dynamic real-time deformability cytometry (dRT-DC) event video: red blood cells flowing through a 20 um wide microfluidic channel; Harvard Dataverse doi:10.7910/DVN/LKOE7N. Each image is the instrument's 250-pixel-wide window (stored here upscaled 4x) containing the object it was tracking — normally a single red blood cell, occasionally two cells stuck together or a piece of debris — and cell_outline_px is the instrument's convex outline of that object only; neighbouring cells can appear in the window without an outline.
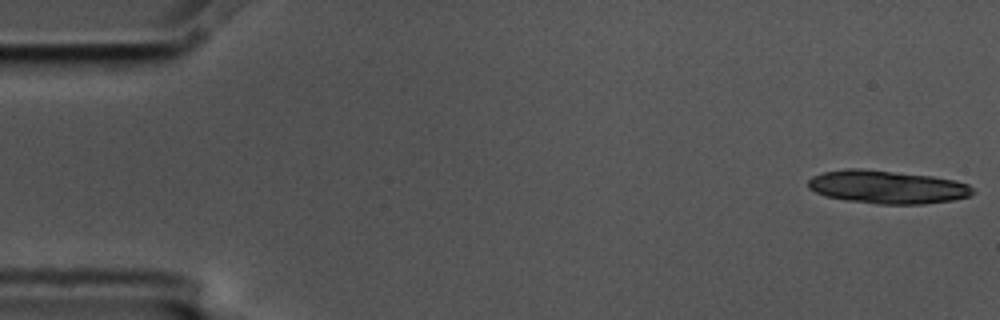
{"species": "common noctule bat (a hibernating species)", "species_latin": "Nyctalus noctula", "temperature_condition": "cold", "stored_images_in_passage": 6, "camera_frame_rate_fps": 3000, "um_per_image_px": 0.085, "animal": {"sex": "male", "body_mass_g": 17.5, "forearm_length_mm": 52.3}, "frame": {"image": 1, "passage_image": 1, "time_ms": 0.0, "image_size_px": [1000, 320], "cell_outline_px": [[976, 192], [968, 196], [952, 200], [924, 204], [876, 204], [848, 200], [828, 196], [816, 192], [808, 188], [808, 180], [812, 176], [824, 172], [848, 168], [860, 168], [932, 176], [956, 180], [968, 184]], "centroid_in_image_um": [75.43, 15.89], "position_along_channel_um": 9.6, "area_um2": 31.73}}
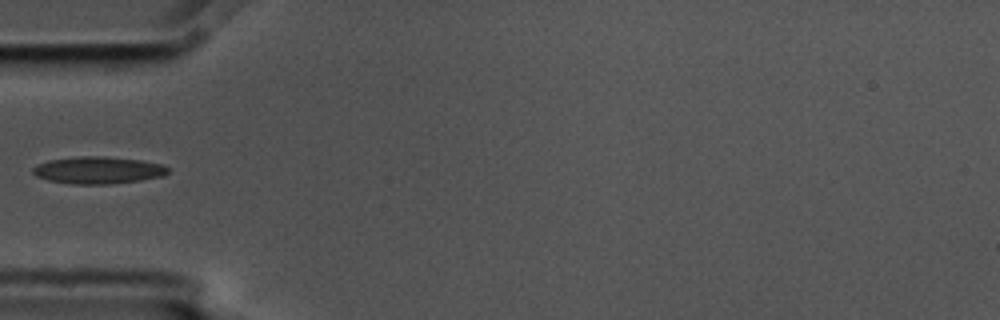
{"frame": {"image": 2, "passage_image": 6, "time_ms": 1.667, "image_size_px": [1000, 320], "cell_outline_px": [[168, 172], [164, 176], [140, 180], [108, 184], [72, 184], [48, 180], [36, 176], [32, 172], [32, 168], [36, 164], [48, 160], [80, 156], [104, 156], [140, 160], [160, 164], [168, 168]], "centroid_in_image_um": [8.3, 14.46], "position_along_channel_um": 76.7, "area_um2": 21.33}}